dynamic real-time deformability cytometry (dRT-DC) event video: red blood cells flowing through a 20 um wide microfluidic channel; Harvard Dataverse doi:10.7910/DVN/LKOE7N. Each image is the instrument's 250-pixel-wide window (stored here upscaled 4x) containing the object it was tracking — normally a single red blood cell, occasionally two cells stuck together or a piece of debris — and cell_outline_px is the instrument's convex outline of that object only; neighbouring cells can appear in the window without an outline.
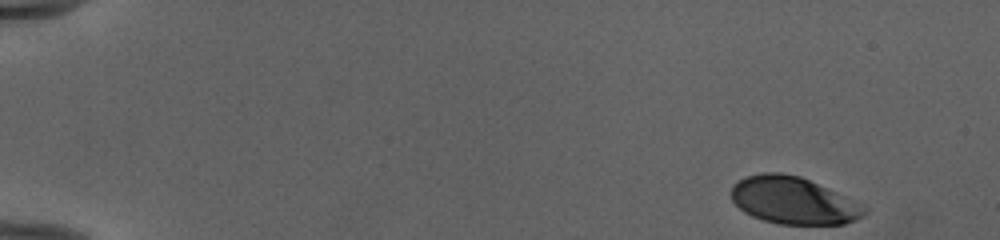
{"species": "human", "species_latin": "Homo sapiens", "temperature_condition": "cold", "stored_images_in_passage": 49, "camera_frame_rate_fps": 3000, "um_per_image_px": 0.085, "donor": {"sex": "female"}, "frame": {"image": 1, "passage_image": 1, "time_ms": 0.0, "image_size_px": [1000, 240], "cell_outline_px": [[868, 212], [864, 216], [856, 220], [844, 224], [780, 224], [764, 220], [752, 216], [744, 212], [732, 200], [732, 184], [744, 176], [760, 172], [780, 172], [800, 176], [836, 192], [868, 208]], "centroid_in_image_um": [67.42, 17.04], "position_along_channel_um": 17.6, "area_um2": 36.59}}
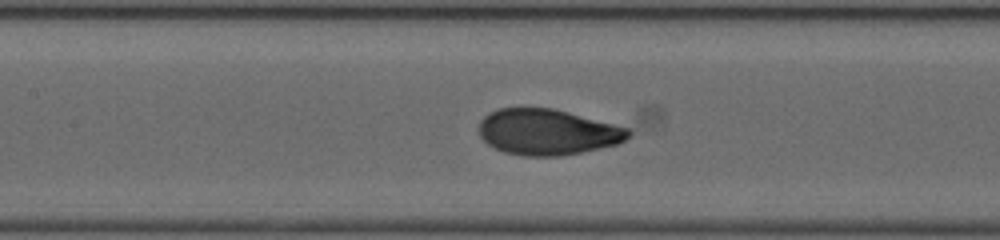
{"frame": {"image": 2, "passage_image": 23, "time_ms": 7.333, "image_size_px": [1000, 240], "cell_outline_px": [[632, 132], [624, 140], [616, 144], [580, 152], [560, 156], [524, 156], [504, 152], [488, 144], [480, 136], [480, 120], [484, 116], [500, 108], [552, 108], [568, 112], [628, 128]], "centroid_in_image_um": [46.51, 11.22], "position_along_channel_um": 160.9, "area_um2": 39.42}}
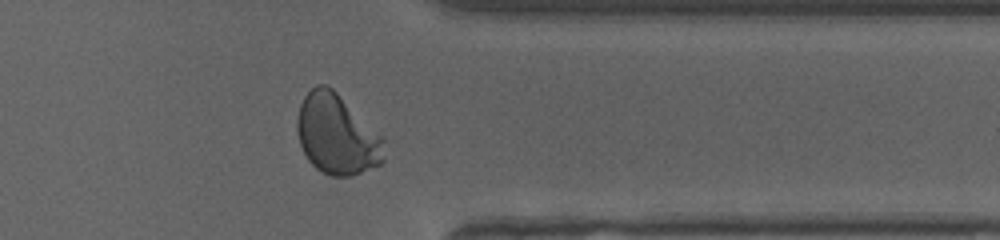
{"frame": {"image": 3, "passage_image": 40, "time_ms": 13.0, "image_size_px": [1000, 240], "cell_outline_px": [[384, 160], [380, 164], [352, 176], [332, 176], [316, 168], [308, 160], [300, 144], [296, 132], [296, 120], [300, 104], [304, 96], [316, 84], [328, 84], [384, 136]], "centroid_in_image_um": [28.64, 11.42], "position_along_channel_um": 382.8, "area_um2": 40.92}, "authors_computed_cell_mechanics": {"area_um2": 39.8242, "velocity_mm_per_s": 3.9702, "shape_relaxation_time_tau1_ms": 4.0702, "shape_relaxation_time_tau2_ms": null, "deformation_change_tau1": 0.1967, "deformation_change_tau2": null}}